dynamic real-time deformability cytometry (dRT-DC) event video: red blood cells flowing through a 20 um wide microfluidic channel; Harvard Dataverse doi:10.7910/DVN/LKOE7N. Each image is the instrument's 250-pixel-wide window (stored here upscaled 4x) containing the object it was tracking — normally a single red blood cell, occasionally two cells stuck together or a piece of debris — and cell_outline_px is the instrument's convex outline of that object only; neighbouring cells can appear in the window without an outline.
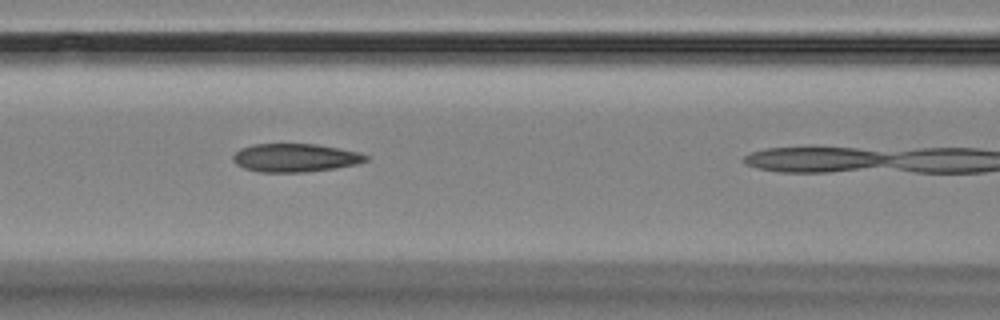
{"species": "Egyptian fruit bat (a non-hibernating species)", "species_latin": "Rousettus aegyptiacus", "temperature_condition": "room temperature", "stored_images_in_passage": 9, "camera_frame_rate_fps": 3000, "um_per_image_px": 0.085, "animal": {"sex": "female"}, "frame": {"image": 1, "passage_image": 4, "time_ms": 3.333, "image_size_px": [1000, 320], "cell_outline_px": [[368, 160], [356, 164], [336, 168], [304, 172], [260, 172], [244, 168], [236, 164], [232, 160], [232, 156], [240, 148], [252, 144], [316, 144], [360, 152], [368, 156]], "centroid_in_image_um": [25.07, 13.41], "position_along_channel_um": 141.5, "area_um2": 21.96}}
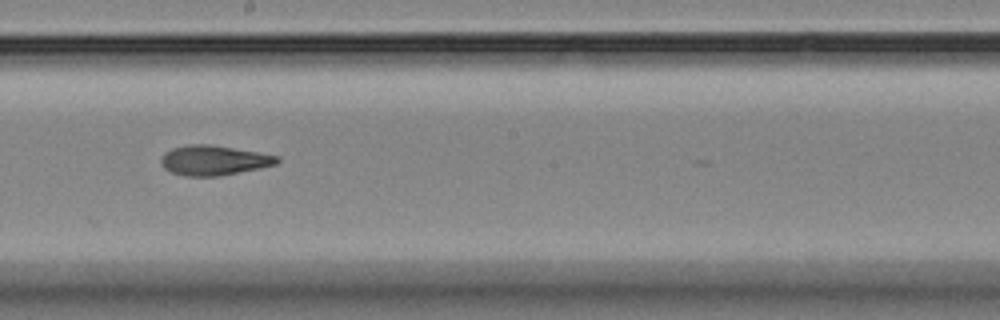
{"frame": {"image": 2, "passage_image": 8, "time_ms": 9.0, "image_size_px": [1000, 320], "cell_outline_px": [[280, 160], [276, 164], [216, 176], [184, 176], [172, 172], [164, 168], [160, 164], [160, 160], [164, 152], [172, 148], [188, 144], [208, 144], [280, 156]], "centroid_in_image_um": [18.11, 13.62], "position_along_channel_um": 230.1, "area_um2": 19.88}}
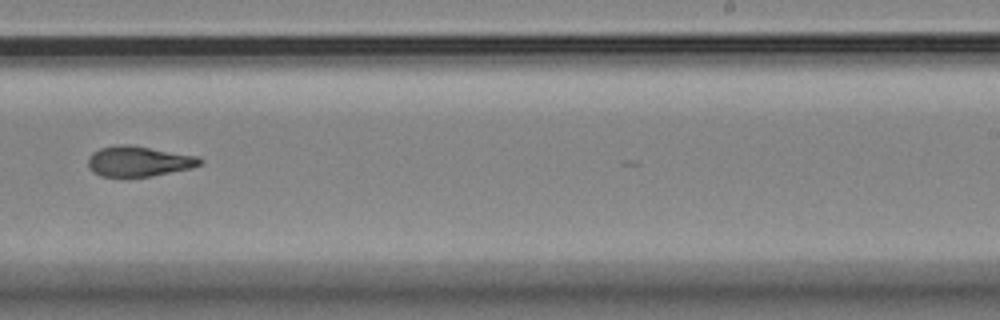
{"frame": {"image": 3, "passage_image": 9, "time_ms": 10.333, "image_size_px": [1000, 320], "cell_outline_px": [[204, 160], [200, 164], [192, 168], [152, 176], [100, 176], [92, 172], [88, 168], [88, 156], [92, 152], [100, 148], [120, 144], [128, 144], [200, 156]], "centroid_in_image_um": [11.79, 13.7], "position_along_channel_um": 277.2, "area_um2": 19.94}}